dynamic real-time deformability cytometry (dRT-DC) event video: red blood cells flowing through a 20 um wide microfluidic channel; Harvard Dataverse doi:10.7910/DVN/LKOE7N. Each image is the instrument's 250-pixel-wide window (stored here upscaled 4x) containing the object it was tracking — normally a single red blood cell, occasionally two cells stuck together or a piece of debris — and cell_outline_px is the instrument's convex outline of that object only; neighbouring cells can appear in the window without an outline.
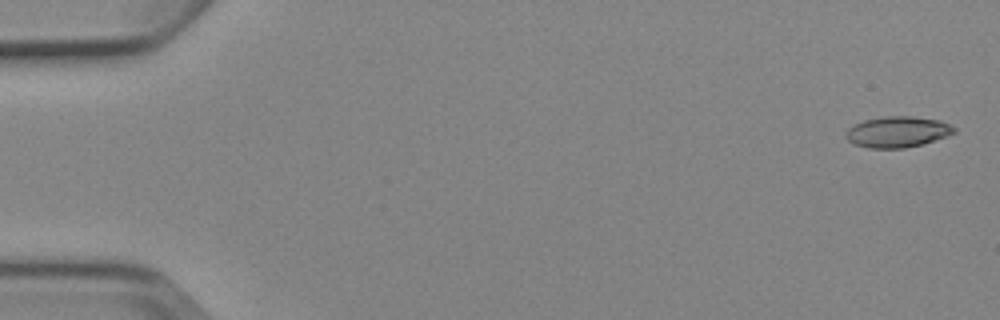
{"species": "Egyptian fruit bat (a non-hibernating species)", "species_latin": "Rousettus aegyptiacus", "temperature_condition": "cold", "stored_images_in_passage": 5, "camera_frame_rate_fps": 3000, "um_per_image_px": 0.085, "animal": {"sex": "female"}, "frame": {"image": 1, "passage_image": 1, "time_ms": 0.0, "image_size_px": [1000, 320], "cell_outline_px": [[956, 132], [948, 136], [924, 144], [904, 148], [868, 148], [852, 144], [844, 136], [844, 132], [852, 124], [864, 120], [884, 116], [912, 116], [940, 120], [956, 128]], "centroid_in_image_um": [76.26, 11.21], "position_along_channel_um": 8.7, "area_um2": 19.88}}
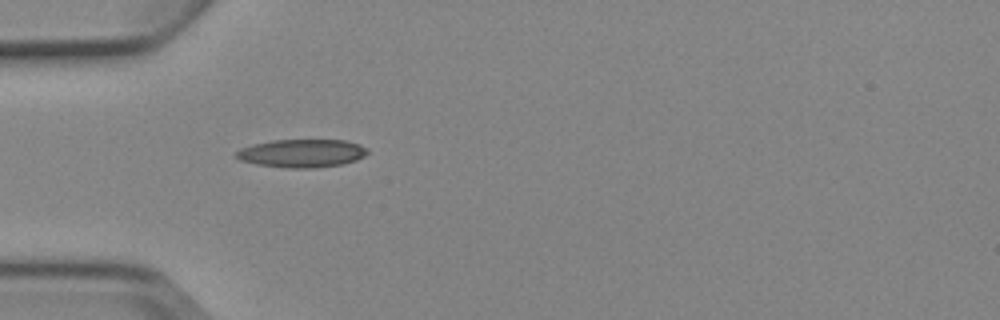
{"frame": {"image": 2, "passage_image": 5, "time_ms": 5.0, "image_size_px": [1000, 320], "cell_outline_px": [[368, 152], [364, 156], [356, 160], [344, 164], [312, 168], [288, 168], [256, 164], [240, 160], [236, 156], [236, 152], [240, 148], [252, 144], [272, 140], [344, 140], [360, 144], [368, 148]], "centroid_in_image_um": [25.67, 13.02], "position_along_channel_um": 59.3, "area_um2": 21.62}}